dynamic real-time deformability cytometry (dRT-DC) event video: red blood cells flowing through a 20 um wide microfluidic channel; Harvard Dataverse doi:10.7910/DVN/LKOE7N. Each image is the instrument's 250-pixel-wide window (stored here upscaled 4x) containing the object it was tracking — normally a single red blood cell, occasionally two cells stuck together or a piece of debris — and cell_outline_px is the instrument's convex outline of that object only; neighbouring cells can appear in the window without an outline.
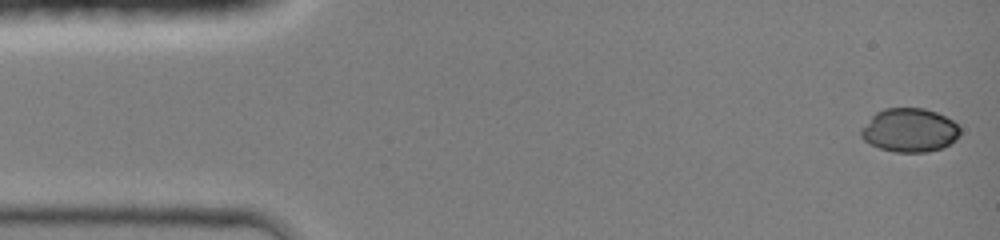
{"species": "common noctule bat (a hibernating species)", "species_latin": "Nyctalus noctula", "temperature_condition": "room temperature", "stored_images_in_passage": 44, "camera_frame_rate_fps": 3000, "um_per_image_px": 0.085, "animal": {"sex": "female", "body_mass_g": 19.0, "forearm_length_mm": 51.5}, "frame": {"image": 1, "passage_image": 1, "time_ms": 0.0, "image_size_px": [1000, 240], "cell_outline_px": [[960, 136], [956, 140], [944, 148], [928, 152], [896, 152], [880, 148], [864, 140], [860, 136], [860, 128], [876, 112], [884, 108], [924, 108], [936, 112], [952, 120], [960, 128]], "centroid_in_image_um": [77.32, 11.07], "position_along_channel_um": 7.7, "area_um2": 25.37}}
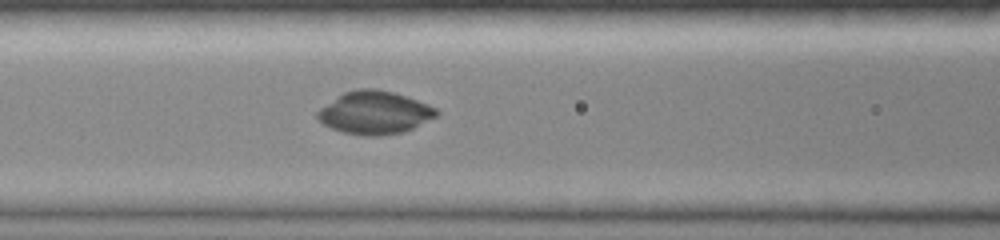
{"frame": {"image": 2, "passage_image": 18, "time_ms": 5.667, "image_size_px": [1000, 240], "cell_outline_px": [[440, 112], [436, 116], [404, 132], [380, 136], [364, 136], [344, 132], [332, 128], [324, 124], [316, 116], [316, 112], [320, 108], [344, 92], [356, 88], [376, 88], [392, 92], [428, 104], [436, 108]], "centroid_in_image_um": [31.83, 9.57], "position_along_channel_um": 134.8, "area_um2": 29.54}}
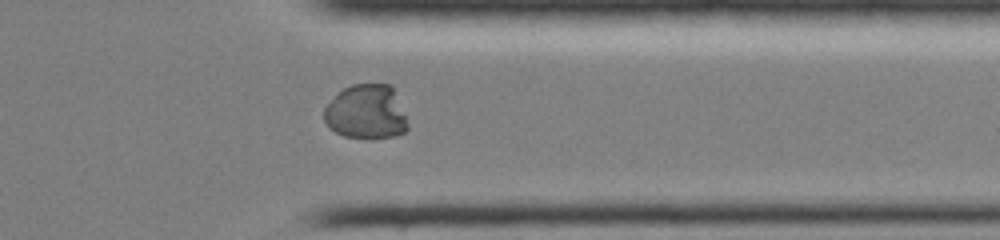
{"frame": {"image": 3, "passage_image": 35, "time_ms": 11.333, "image_size_px": [1000, 240], "cell_outline_px": [[408, 128], [404, 132], [392, 136], [344, 136], [328, 128], [324, 120], [324, 108], [344, 88], [352, 84], [392, 84], [408, 124]], "centroid_in_image_um": [31.12, 9.49], "position_along_channel_um": 380.3, "area_um2": 25.95}, "authors_computed_cell_mechanics": {"area_um2": 28.2064, "velocity_mm_per_s": 4.3207, "shape_relaxation_time_tau1_ms": 8.5172, "shape_relaxation_time_tau2_ms": null, "deformation_change_tau1": 0.3083, "deformation_change_tau2": null}}